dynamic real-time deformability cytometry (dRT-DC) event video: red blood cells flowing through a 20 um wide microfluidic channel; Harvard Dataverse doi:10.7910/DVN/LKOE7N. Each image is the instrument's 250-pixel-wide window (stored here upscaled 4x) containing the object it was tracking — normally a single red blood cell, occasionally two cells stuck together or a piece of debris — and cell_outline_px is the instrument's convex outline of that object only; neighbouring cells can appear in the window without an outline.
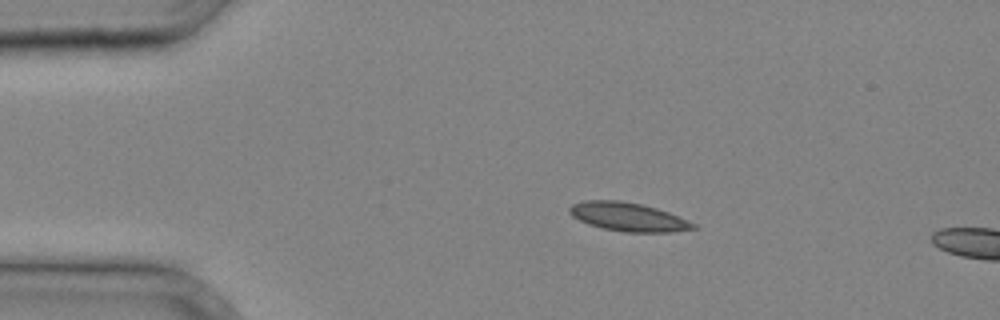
{"species": "common noctule bat (a hibernating species)", "species_latin": "Nyctalus noctula", "temperature_condition": "cold", "stored_images_in_passage": 9, "camera_frame_rate_fps": 3000, "um_per_image_px": 0.085, "animal": {"sex": "male", "body_mass_g": 20.4}, "frame": {"image": 1, "passage_image": 6, "time_ms": 1.667, "image_size_px": [1000, 320], "cell_outline_px": [[696, 228], [672, 232], [624, 232], [604, 228], [588, 224], [572, 216], [568, 212], [568, 208], [572, 204], [584, 200], [620, 200], [640, 204], [656, 208], [668, 212], [696, 224]], "centroid_in_image_um": [53.36, 18.43], "position_along_channel_um": 31.6, "area_um2": 20.52}}